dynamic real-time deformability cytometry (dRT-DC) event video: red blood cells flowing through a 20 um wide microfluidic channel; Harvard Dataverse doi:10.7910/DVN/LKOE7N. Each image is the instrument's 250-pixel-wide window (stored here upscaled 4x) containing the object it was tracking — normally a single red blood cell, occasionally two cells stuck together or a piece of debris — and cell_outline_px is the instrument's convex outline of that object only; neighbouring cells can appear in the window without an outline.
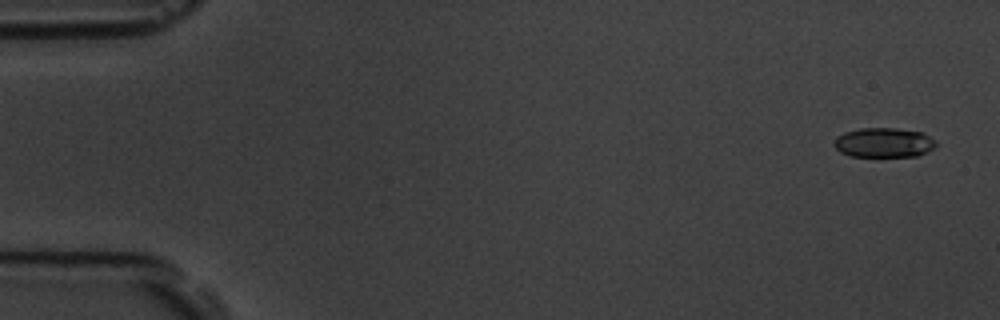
{"species": "common noctule bat (a hibernating species)", "species_latin": "Nyctalus noctula", "temperature_condition": "room temperature", "stored_images_in_passage": 6, "camera_frame_rate_fps": 3000, "um_per_image_px": 0.085, "animal": {"sex": "male", "body_mass_g": 19.5, "forearm_length_mm": 54.6}, "frame": {"image": 1, "passage_image": 1, "time_ms": 0.0, "image_size_px": [1000, 320], "cell_outline_px": [[936, 148], [928, 152], [916, 156], [848, 156], [840, 152], [832, 144], [836, 136], [844, 132], [860, 128], [896, 128], [920, 132], [936, 140]], "centroid_in_image_um": [75.11, 12.12], "position_along_channel_um": 9.9, "area_um2": 17.74}}
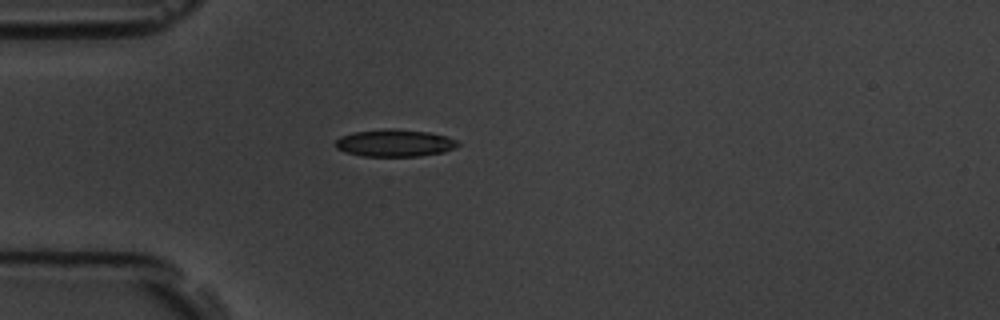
{"frame": {"image": 2, "passage_image": 5, "time_ms": 4.667, "image_size_px": [1000, 320], "cell_outline_px": [[460, 144], [456, 148], [444, 152], [420, 156], [360, 156], [344, 152], [336, 148], [332, 144], [340, 136], [352, 132], [384, 128], [392, 128], [428, 132], [448, 136], [456, 140]], "centroid_in_image_um": [33.52, 12.15], "position_along_channel_um": 51.5, "area_um2": 19.83}}